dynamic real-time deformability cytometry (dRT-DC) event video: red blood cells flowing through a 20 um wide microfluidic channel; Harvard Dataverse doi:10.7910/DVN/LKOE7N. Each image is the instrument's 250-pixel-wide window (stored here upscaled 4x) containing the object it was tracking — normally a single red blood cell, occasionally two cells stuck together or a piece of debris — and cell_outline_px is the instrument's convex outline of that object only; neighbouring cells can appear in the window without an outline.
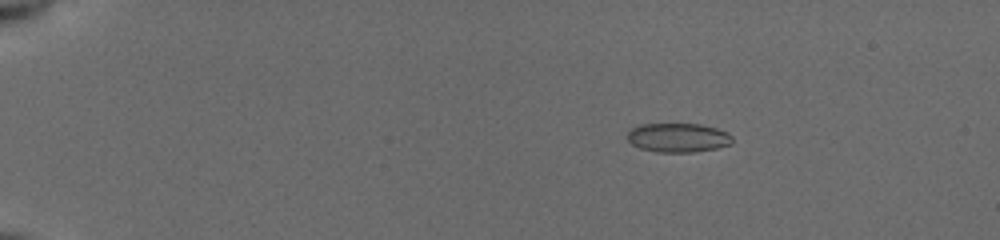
{"species": "common noctule bat (a hibernating species)", "species_latin": "Nyctalus noctula", "temperature_condition": "cold", "stored_images_in_passage": 55, "camera_frame_rate_fps": 3000, "um_per_image_px": 0.085, "animal": {"sex": "female", "body_mass_g": 19.5, "forearm_length_mm": 54.1}, "frame": {"image": 1, "passage_image": 11, "time_ms": 3.333, "image_size_px": [1000, 240], "cell_outline_px": [[732, 144], [716, 148], [692, 152], [656, 152], [640, 148], [632, 144], [628, 140], [628, 132], [632, 128], [640, 124], [700, 124], [716, 128], [728, 132], [732, 136]], "centroid_in_image_um": [57.64, 11.7], "position_along_channel_um": 27.4, "area_um2": 17.8}}
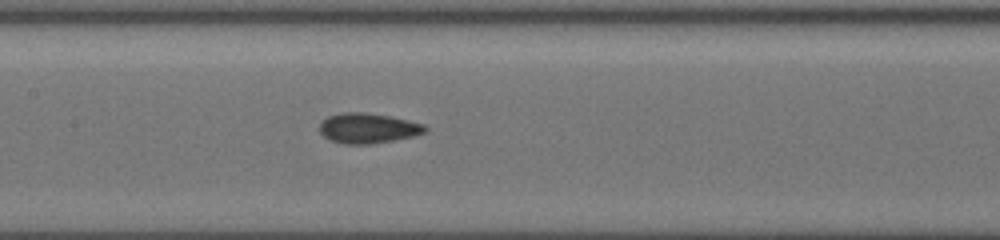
{"frame": {"image": 2, "passage_image": 30, "time_ms": 9.667, "image_size_px": [1000, 240], "cell_outline_px": [[428, 132], [412, 136], [392, 140], [368, 144], [344, 144], [332, 140], [324, 136], [320, 132], [320, 124], [328, 116], [344, 112], [364, 112], [392, 116], [424, 124], [428, 128]], "centroid_in_image_um": [31.31, 10.88], "position_along_channel_um": 176.1, "area_um2": 18.44}}
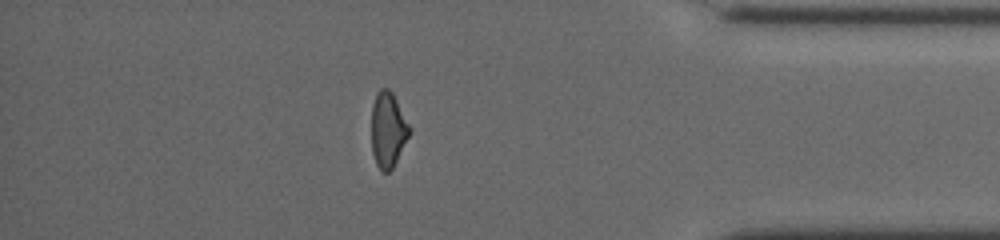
{"frame": {"image": 3, "passage_image": 49, "time_ms": 16.0, "image_size_px": [1000, 240], "cell_outline_px": [[412, 128], [392, 168], [388, 172], [380, 172], [376, 164], [372, 152], [372, 104], [376, 92], [380, 88], [388, 88], [392, 92]], "centroid_in_image_um": [32.97, 11.0], "position_along_channel_um": 402.2, "area_um2": 16.65}, "authors_computed_cell_mechanics": {"area_um2": 17.7446, "velocity_mm_per_s": 3.9437, "shape_relaxation_time_tau1_ms": 6.1874, "shape_relaxation_time_tau2_ms": 3.4948, "deformation_change_tau1": 0.1204, "deformation_change_tau2": 0.1056}}